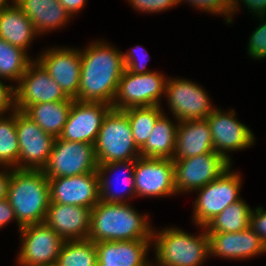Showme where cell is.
Returning <instances> with one entry per match:
<instances>
[{
	"label": "cell",
	"mask_w": 266,
	"mask_h": 266,
	"mask_svg": "<svg viewBox=\"0 0 266 266\" xmlns=\"http://www.w3.org/2000/svg\"><path fill=\"white\" fill-rule=\"evenodd\" d=\"M124 70L121 51L103 42L90 44L81 51L78 101L103 102L112 106Z\"/></svg>",
	"instance_id": "cell-1"
},
{
	"label": "cell",
	"mask_w": 266,
	"mask_h": 266,
	"mask_svg": "<svg viewBox=\"0 0 266 266\" xmlns=\"http://www.w3.org/2000/svg\"><path fill=\"white\" fill-rule=\"evenodd\" d=\"M147 215H139L129 203L99 201L91 209L88 239L104 241L152 240Z\"/></svg>",
	"instance_id": "cell-2"
},
{
	"label": "cell",
	"mask_w": 266,
	"mask_h": 266,
	"mask_svg": "<svg viewBox=\"0 0 266 266\" xmlns=\"http://www.w3.org/2000/svg\"><path fill=\"white\" fill-rule=\"evenodd\" d=\"M7 199L21 227L43 223L50 203L49 183L41 169L12 170Z\"/></svg>",
	"instance_id": "cell-3"
},
{
	"label": "cell",
	"mask_w": 266,
	"mask_h": 266,
	"mask_svg": "<svg viewBox=\"0 0 266 266\" xmlns=\"http://www.w3.org/2000/svg\"><path fill=\"white\" fill-rule=\"evenodd\" d=\"M156 259L159 266H200L209 255L207 231L198 236L180 229H164L152 232Z\"/></svg>",
	"instance_id": "cell-4"
},
{
	"label": "cell",
	"mask_w": 266,
	"mask_h": 266,
	"mask_svg": "<svg viewBox=\"0 0 266 266\" xmlns=\"http://www.w3.org/2000/svg\"><path fill=\"white\" fill-rule=\"evenodd\" d=\"M94 148L98 164L135 160L140 157V149L134 142L127 114L123 110L112 108L107 113Z\"/></svg>",
	"instance_id": "cell-5"
},
{
	"label": "cell",
	"mask_w": 266,
	"mask_h": 266,
	"mask_svg": "<svg viewBox=\"0 0 266 266\" xmlns=\"http://www.w3.org/2000/svg\"><path fill=\"white\" fill-rule=\"evenodd\" d=\"M98 162L93 144L54 139L47 165L43 172L47 178L72 177L97 172Z\"/></svg>",
	"instance_id": "cell-6"
},
{
	"label": "cell",
	"mask_w": 266,
	"mask_h": 266,
	"mask_svg": "<svg viewBox=\"0 0 266 266\" xmlns=\"http://www.w3.org/2000/svg\"><path fill=\"white\" fill-rule=\"evenodd\" d=\"M164 78L154 71L136 74L124 70L112 108L124 110L131 107L160 106V97L166 90L167 79Z\"/></svg>",
	"instance_id": "cell-7"
},
{
	"label": "cell",
	"mask_w": 266,
	"mask_h": 266,
	"mask_svg": "<svg viewBox=\"0 0 266 266\" xmlns=\"http://www.w3.org/2000/svg\"><path fill=\"white\" fill-rule=\"evenodd\" d=\"M229 168L219 178L211 181L202 188L194 205V222L205 227L215 216L220 214L228 205L240 200V174Z\"/></svg>",
	"instance_id": "cell-8"
},
{
	"label": "cell",
	"mask_w": 266,
	"mask_h": 266,
	"mask_svg": "<svg viewBox=\"0 0 266 266\" xmlns=\"http://www.w3.org/2000/svg\"><path fill=\"white\" fill-rule=\"evenodd\" d=\"M172 160L176 193L202 188L231 168V163L215 151Z\"/></svg>",
	"instance_id": "cell-9"
},
{
	"label": "cell",
	"mask_w": 266,
	"mask_h": 266,
	"mask_svg": "<svg viewBox=\"0 0 266 266\" xmlns=\"http://www.w3.org/2000/svg\"><path fill=\"white\" fill-rule=\"evenodd\" d=\"M21 250L18 262L22 266H54L64 240L45 222L21 227Z\"/></svg>",
	"instance_id": "cell-10"
},
{
	"label": "cell",
	"mask_w": 266,
	"mask_h": 266,
	"mask_svg": "<svg viewBox=\"0 0 266 266\" xmlns=\"http://www.w3.org/2000/svg\"><path fill=\"white\" fill-rule=\"evenodd\" d=\"M61 89L43 66L32 61L15 88V107L25 111L30 105L54 101H73Z\"/></svg>",
	"instance_id": "cell-11"
},
{
	"label": "cell",
	"mask_w": 266,
	"mask_h": 266,
	"mask_svg": "<svg viewBox=\"0 0 266 266\" xmlns=\"http://www.w3.org/2000/svg\"><path fill=\"white\" fill-rule=\"evenodd\" d=\"M16 129L19 142L18 168L43 170L55 138L44 132L23 111L16 110Z\"/></svg>",
	"instance_id": "cell-12"
},
{
	"label": "cell",
	"mask_w": 266,
	"mask_h": 266,
	"mask_svg": "<svg viewBox=\"0 0 266 266\" xmlns=\"http://www.w3.org/2000/svg\"><path fill=\"white\" fill-rule=\"evenodd\" d=\"M165 94L178 122L206 119L215 110L207 93L192 81L169 78Z\"/></svg>",
	"instance_id": "cell-13"
},
{
	"label": "cell",
	"mask_w": 266,
	"mask_h": 266,
	"mask_svg": "<svg viewBox=\"0 0 266 266\" xmlns=\"http://www.w3.org/2000/svg\"><path fill=\"white\" fill-rule=\"evenodd\" d=\"M137 196L176 194L172 159L138 157L133 171Z\"/></svg>",
	"instance_id": "cell-14"
},
{
	"label": "cell",
	"mask_w": 266,
	"mask_h": 266,
	"mask_svg": "<svg viewBox=\"0 0 266 266\" xmlns=\"http://www.w3.org/2000/svg\"><path fill=\"white\" fill-rule=\"evenodd\" d=\"M112 106L103 102L73 100L60 139L95 144L103 120Z\"/></svg>",
	"instance_id": "cell-15"
},
{
	"label": "cell",
	"mask_w": 266,
	"mask_h": 266,
	"mask_svg": "<svg viewBox=\"0 0 266 266\" xmlns=\"http://www.w3.org/2000/svg\"><path fill=\"white\" fill-rule=\"evenodd\" d=\"M50 202L92 209L100 201L97 172L48 178Z\"/></svg>",
	"instance_id": "cell-16"
},
{
	"label": "cell",
	"mask_w": 266,
	"mask_h": 266,
	"mask_svg": "<svg viewBox=\"0 0 266 266\" xmlns=\"http://www.w3.org/2000/svg\"><path fill=\"white\" fill-rule=\"evenodd\" d=\"M216 109L206 118L211 132L214 151L222 155L230 163L226 151H235L251 147L254 143V134L251 130L235 118V111L222 113Z\"/></svg>",
	"instance_id": "cell-17"
},
{
	"label": "cell",
	"mask_w": 266,
	"mask_h": 266,
	"mask_svg": "<svg viewBox=\"0 0 266 266\" xmlns=\"http://www.w3.org/2000/svg\"><path fill=\"white\" fill-rule=\"evenodd\" d=\"M37 61L69 98L78 101L81 71L80 50L52 48L38 57Z\"/></svg>",
	"instance_id": "cell-18"
},
{
	"label": "cell",
	"mask_w": 266,
	"mask_h": 266,
	"mask_svg": "<svg viewBox=\"0 0 266 266\" xmlns=\"http://www.w3.org/2000/svg\"><path fill=\"white\" fill-rule=\"evenodd\" d=\"M91 209L50 202L45 223L64 241L88 239Z\"/></svg>",
	"instance_id": "cell-19"
},
{
	"label": "cell",
	"mask_w": 266,
	"mask_h": 266,
	"mask_svg": "<svg viewBox=\"0 0 266 266\" xmlns=\"http://www.w3.org/2000/svg\"><path fill=\"white\" fill-rule=\"evenodd\" d=\"M209 255L246 259L266 252V245L249 227L234 233H208Z\"/></svg>",
	"instance_id": "cell-20"
},
{
	"label": "cell",
	"mask_w": 266,
	"mask_h": 266,
	"mask_svg": "<svg viewBox=\"0 0 266 266\" xmlns=\"http://www.w3.org/2000/svg\"><path fill=\"white\" fill-rule=\"evenodd\" d=\"M153 240L104 241L95 243L98 261L105 266H151L146 257ZM147 258V260H145Z\"/></svg>",
	"instance_id": "cell-21"
},
{
	"label": "cell",
	"mask_w": 266,
	"mask_h": 266,
	"mask_svg": "<svg viewBox=\"0 0 266 266\" xmlns=\"http://www.w3.org/2000/svg\"><path fill=\"white\" fill-rule=\"evenodd\" d=\"M213 151L214 145L206 119L178 122L172 159H184Z\"/></svg>",
	"instance_id": "cell-22"
},
{
	"label": "cell",
	"mask_w": 266,
	"mask_h": 266,
	"mask_svg": "<svg viewBox=\"0 0 266 266\" xmlns=\"http://www.w3.org/2000/svg\"><path fill=\"white\" fill-rule=\"evenodd\" d=\"M42 34L63 26L71 17L58 0H12Z\"/></svg>",
	"instance_id": "cell-23"
},
{
	"label": "cell",
	"mask_w": 266,
	"mask_h": 266,
	"mask_svg": "<svg viewBox=\"0 0 266 266\" xmlns=\"http://www.w3.org/2000/svg\"><path fill=\"white\" fill-rule=\"evenodd\" d=\"M12 4L0 9V38L26 51L38 33L32 21L15 3Z\"/></svg>",
	"instance_id": "cell-24"
},
{
	"label": "cell",
	"mask_w": 266,
	"mask_h": 266,
	"mask_svg": "<svg viewBox=\"0 0 266 266\" xmlns=\"http://www.w3.org/2000/svg\"><path fill=\"white\" fill-rule=\"evenodd\" d=\"M73 101H54L30 105L24 113L44 132L57 138L68 119Z\"/></svg>",
	"instance_id": "cell-25"
},
{
	"label": "cell",
	"mask_w": 266,
	"mask_h": 266,
	"mask_svg": "<svg viewBox=\"0 0 266 266\" xmlns=\"http://www.w3.org/2000/svg\"><path fill=\"white\" fill-rule=\"evenodd\" d=\"M177 125L164 113L157 119L152 133L140 148V156L146 158L172 159L175 152Z\"/></svg>",
	"instance_id": "cell-26"
},
{
	"label": "cell",
	"mask_w": 266,
	"mask_h": 266,
	"mask_svg": "<svg viewBox=\"0 0 266 266\" xmlns=\"http://www.w3.org/2000/svg\"><path fill=\"white\" fill-rule=\"evenodd\" d=\"M135 166V160L121 161V162H112L106 164H98L97 173L99 177V189H100V201L108 202V203H126V199H124V194L128 192V195H135V181L133 176ZM123 167L125 172L127 171V176H123L125 185L117 192V190L112 189L111 180L105 177V174L111 171H115ZM116 172V171H115ZM119 176H116L115 179L119 181ZM125 186V187H124ZM111 187V188H110ZM121 192V193H120ZM125 192V193H123ZM124 199V200H123Z\"/></svg>",
	"instance_id": "cell-27"
},
{
	"label": "cell",
	"mask_w": 266,
	"mask_h": 266,
	"mask_svg": "<svg viewBox=\"0 0 266 266\" xmlns=\"http://www.w3.org/2000/svg\"><path fill=\"white\" fill-rule=\"evenodd\" d=\"M251 212V208L240 199L228 205L203 228L207 233L239 232L250 227Z\"/></svg>",
	"instance_id": "cell-28"
},
{
	"label": "cell",
	"mask_w": 266,
	"mask_h": 266,
	"mask_svg": "<svg viewBox=\"0 0 266 266\" xmlns=\"http://www.w3.org/2000/svg\"><path fill=\"white\" fill-rule=\"evenodd\" d=\"M97 261V249L91 240H66L60 249L56 266H96Z\"/></svg>",
	"instance_id": "cell-29"
},
{
	"label": "cell",
	"mask_w": 266,
	"mask_h": 266,
	"mask_svg": "<svg viewBox=\"0 0 266 266\" xmlns=\"http://www.w3.org/2000/svg\"><path fill=\"white\" fill-rule=\"evenodd\" d=\"M123 111L127 114L134 142L140 149L151 135L163 110L160 106H142L127 108Z\"/></svg>",
	"instance_id": "cell-30"
},
{
	"label": "cell",
	"mask_w": 266,
	"mask_h": 266,
	"mask_svg": "<svg viewBox=\"0 0 266 266\" xmlns=\"http://www.w3.org/2000/svg\"><path fill=\"white\" fill-rule=\"evenodd\" d=\"M26 51L0 38V78L19 82L31 63Z\"/></svg>",
	"instance_id": "cell-31"
},
{
	"label": "cell",
	"mask_w": 266,
	"mask_h": 266,
	"mask_svg": "<svg viewBox=\"0 0 266 266\" xmlns=\"http://www.w3.org/2000/svg\"><path fill=\"white\" fill-rule=\"evenodd\" d=\"M12 113L10 118L0 115V165L18 168L19 142L16 129V110Z\"/></svg>",
	"instance_id": "cell-32"
},
{
	"label": "cell",
	"mask_w": 266,
	"mask_h": 266,
	"mask_svg": "<svg viewBox=\"0 0 266 266\" xmlns=\"http://www.w3.org/2000/svg\"><path fill=\"white\" fill-rule=\"evenodd\" d=\"M179 3L184 0H178ZM189 3H191L193 6H196L197 8L201 10H206L209 13H215V14H221L226 17V22L230 23L232 22L230 12H231V6L233 3V0H187ZM186 2V0H185ZM229 16V17H228Z\"/></svg>",
	"instance_id": "cell-33"
},
{
	"label": "cell",
	"mask_w": 266,
	"mask_h": 266,
	"mask_svg": "<svg viewBox=\"0 0 266 266\" xmlns=\"http://www.w3.org/2000/svg\"><path fill=\"white\" fill-rule=\"evenodd\" d=\"M262 23L252 33L248 43V54L256 59L266 58V21Z\"/></svg>",
	"instance_id": "cell-34"
},
{
	"label": "cell",
	"mask_w": 266,
	"mask_h": 266,
	"mask_svg": "<svg viewBox=\"0 0 266 266\" xmlns=\"http://www.w3.org/2000/svg\"><path fill=\"white\" fill-rule=\"evenodd\" d=\"M134 9L145 12H159L177 6L178 0H129Z\"/></svg>",
	"instance_id": "cell-35"
},
{
	"label": "cell",
	"mask_w": 266,
	"mask_h": 266,
	"mask_svg": "<svg viewBox=\"0 0 266 266\" xmlns=\"http://www.w3.org/2000/svg\"><path fill=\"white\" fill-rule=\"evenodd\" d=\"M136 48L131 50L129 53H126V54L122 53L125 70H128V71H130L132 73H136V74H144V73L151 72L149 70H146V63L148 61V59L146 58L147 54L142 53L143 57L141 56V61H140V59L137 58L139 55L136 54L139 51V49H138V51H136ZM142 59L145 61H143Z\"/></svg>",
	"instance_id": "cell-36"
},
{
	"label": "cell",
	"mask_w": 266,
	"mask_h": 266,
	"mask_svg": "<svg viewBox=\"0 0 266 266\" xmlns=\"http://www.w3.org/2000/svg\"><path fill=\"white\" fill-rule=\"evenodd\" d=\"M250 228L266 245V210H263L262 207H258L251 212Z\"/></svg>",
	"instance_id": "cell-37"
},
{
	"label": "cell",
	"mask_w": 266,
	"mask_h": 266,
	"mask_svg": "<svg viewBox=\"0 0 266 266\" xmlns=\"http://www.w3.org/2000/svg\"><path fill=\"white\" fill-rule=\"evenodd\" d=\"M12 111L16 110L15 107V88L10 85L7 87L0 80V115L8 111L10 108Z\"/></svg>",
	"instance_id": "cell-38"
},
{
	"label": "cell",
	"mask_w": 266,
	"mask_h": 266,
	"mask_svg": "<svg viewBox=\"0 0 266 266\" xmlns=\"http://www.w3.org/2000/svg\"><path fill=\"white\" fill-rule=\"evenodd\" d=\"M244 4L248 6V9L252 10L253 13H257L258 17H264L266 13V0H243ZM238 0H233L231 6L230 15L237 11Z\"/></svg>",
	"instance_id": "cell-39"
},
{
	"label": "cell",
	"mask_w": 266,
	"mask_h": 266,
	"mask_svg": "<svg viewBox=\"0 0 266 266\" xmlns=\"http://www.w3.org/2000/svg\"><path fill=\"white\" fill-rule=\"evenodd\" d=\"M15 218L14 210L7 198L0 200V228Z\"/></svg>",
	"instance_id": "cell-40"
},
{
	"label": "cell",
	"mask_w": 266,
	"mask_h": 266,
	"mask_svg": "<svg viewBox=\"0 0 266 266\" xmlns=\"http://www.w3.org/2000/svg\"><path fill=\"white\" fill-rule=\"evenodd\" d=\"M58 2L65 8L67 13L72 16L73 13L75 14L83 8L86 0H58Z\"/></svg>",
	"instance_id": "cell-41"
},
{
	"label": "cell",
	"mask_w": 266,
	"mask_h": 266,
	"mask_svg": "<svg viewBox=\"0 0 266 266\" xmlns=\"http://www.w3.org/2000/svg\"><path fill=\"white\" fill-rule=\"evenodd\" d=\"M0 172V200L7 198L12 171Z\"/></svg>",
	"instance_id": "cell-42"
},
{
	"label": "cell",
	"mask_w": 266,
	"mask_h": 266,
	"mask_svg": "<svg viewBox=\"0 0 266 266\" xmlns=\"http://www.w3.org/2000/svg\"><path fill=\"white\" fill-rule=\"evenodd\" d=\"M7 5H9L7 3V0H0V9L3 8V7H5V6H7Z\"/></svg>",
	"instance_id": "cell-43"
},
{
	"label": "cell",
	"mask_w": 266,
	"mask_h": 266,
	"mask_svg": "<svg viewBox=\"0 0 266 266\" xmlns=\"http://www.w3.org/2000/svg\"><path fill=\"white\" fill-rule=\"evenodd\" d=\"M96 266H105V264H96Z\"/></svg>",
	"instance_id": "cell-44"
}]
</instances>
